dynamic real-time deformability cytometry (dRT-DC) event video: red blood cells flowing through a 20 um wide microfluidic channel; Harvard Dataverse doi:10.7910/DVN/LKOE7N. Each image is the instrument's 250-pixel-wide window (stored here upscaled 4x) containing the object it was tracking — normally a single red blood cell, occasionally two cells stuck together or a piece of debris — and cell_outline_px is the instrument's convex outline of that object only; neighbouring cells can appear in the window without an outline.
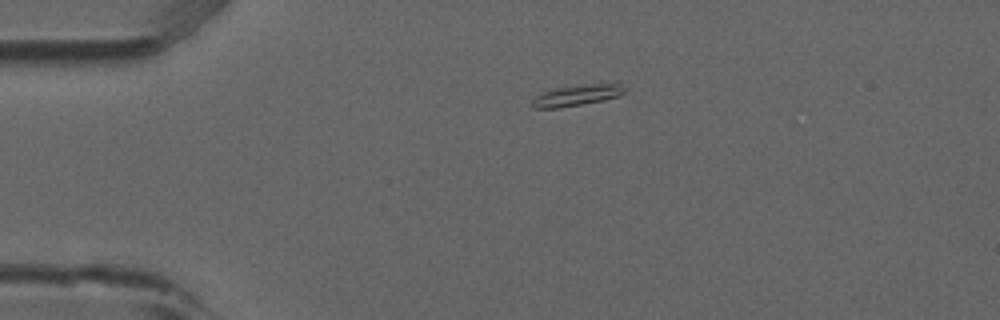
{"species": "common noctule bat (a hibernating species)", "species_latin": "Nyctalus noctula", "temperature_condition": "room temperature", "stored_images_in_passage": 3, "camera_frame_rate_fps": 3000, "um_per_image_px": 0.085, "animal": {"sex": "male", "forearm_length_mm": 52.5}, "frame": {"image": 1, "passage_image": 1, "time_ms": 0.0, "image_size_px": [1000, 320], "cell_outline_px": [[624, 92], [620, 96], [604, 100], [556, 108], [532, 108], [532, 100], [536, 96], [544, 92], [556, 88], [592, 84], [620, 84], [624, 88]], "centroid_in_image_um": [49.02, 8.11], "position_along_channel_um": 36.0, "area_um2": 10.92}}
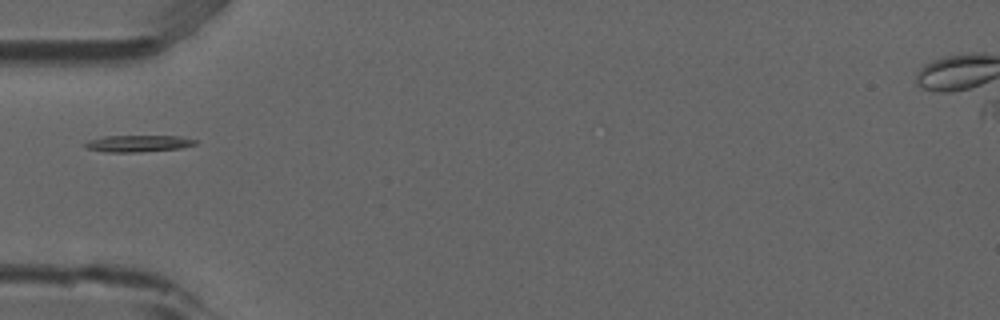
{"frame": {"image": 2, "passage_image": 2, "time_ms": 0.333, "image_size_px": [1000, 320], "cell_outline_px": [[196, 144], [180, 148], [136, 152], [104, 152], [88, 148], [84, 144], [88, 140], [104, 136], [180, 136], [196, 140]], "centroid_in_image_um": [11.73, 12.19], "position_along_channel_um": 73.3, "area_um2": 10.58}}